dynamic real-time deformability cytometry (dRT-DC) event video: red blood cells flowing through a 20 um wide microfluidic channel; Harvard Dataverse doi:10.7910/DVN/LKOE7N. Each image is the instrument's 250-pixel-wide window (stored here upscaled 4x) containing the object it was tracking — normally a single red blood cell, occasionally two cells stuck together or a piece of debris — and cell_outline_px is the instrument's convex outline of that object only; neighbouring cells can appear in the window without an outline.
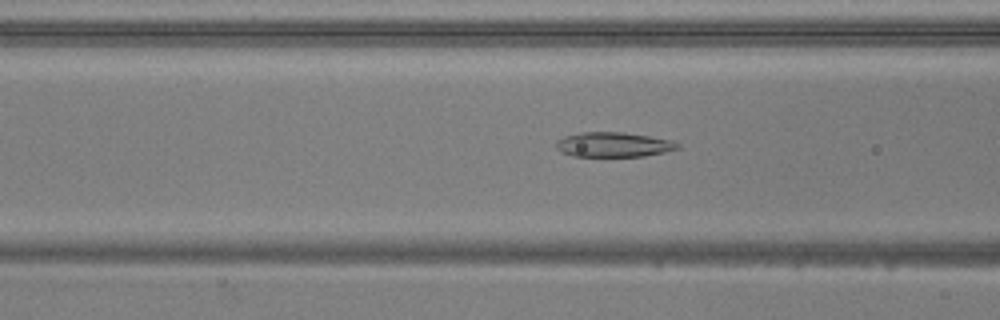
{"species": "common noctule bat (a hibernating species)", "species_latin": "Nyctalus noctula", "temperature_condition": "warm", "stored_images_in_passage": 53, "camera_frame_rate_fps": 3000, "um_per_image_px": 0.085, "animal": {"sex": "male", "body_mass_g": 20.5, "forearm_length_mm": 52.5}, "frame": {"image": 1, "passage_image": 21, "time_ms": 6.667, "image_size_px": [1000, 320], "cell_outline_px": [[680, 148], [664, 152], [644, 156], [572, 156], [560, 152], [556, 148], [556, 140], [564, 136], [584, 132], [624, 132], [672, 140], [680, 144]], "centroid_in_image_um": [52.13, 12.29], "position_along_channel_um": 114.5, "area_um2": 17.57}}
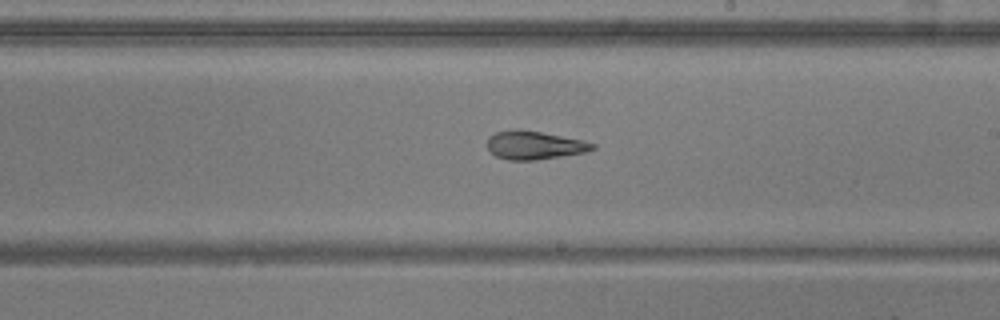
{"frame": {"image": 2, "passage_image": 31, "time_ms": 10.0, "image_size_px": [1000, 320], "cell_outline_px": [[596, 148], [584, 152], [536, 160], [508, 160], [496, 156], [488, 148], [488, 136], [496, 132], [520, 128], [580, 140], [596, 144]], "centroid_in_image_um": [45.38, 12.34], "position_along_channel_um": 243.6, "area_um2": 17.17}}
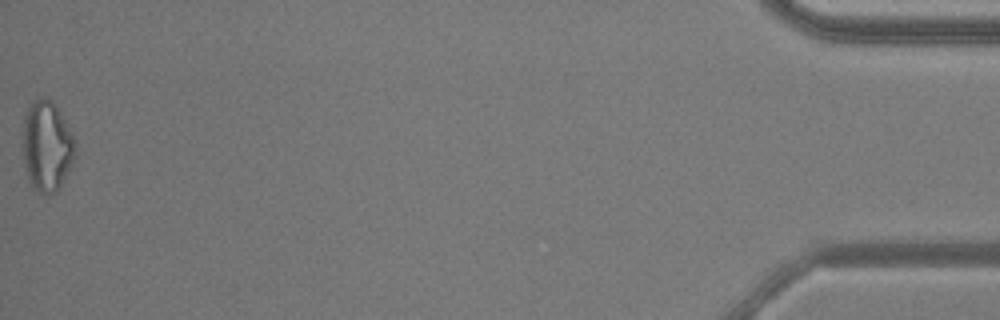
{"frame": {"image": 3, "passage_image": 53, "time_ms": 17.333, "image_size_px": [1000, 320], "cell_outline_px": [[76, 156], [60, 188], [56, 192], [40, 192], [32, 188], [28, 180], [24, 164], [24, 116], [28, 108], [40, 96], [48, 96], [52, 100], [60, 112], [76, 140]], "centroid_in_image_um": [4.01, 12.41], "position_along_channel_um": 431.2, "area_um2": 27.69}, "authors_computed_cell_mechanics": {"area_um2": 20.2878, "velocity_mm_per_s": 3.8587, "shape_relaxation_time_tau1_ms": 7.341, "shape_relaxation_time_tau2_ms": 4.1797, "deformation_change_tau1": 0.2082, "deformation_change_tau2": 0.1188}}